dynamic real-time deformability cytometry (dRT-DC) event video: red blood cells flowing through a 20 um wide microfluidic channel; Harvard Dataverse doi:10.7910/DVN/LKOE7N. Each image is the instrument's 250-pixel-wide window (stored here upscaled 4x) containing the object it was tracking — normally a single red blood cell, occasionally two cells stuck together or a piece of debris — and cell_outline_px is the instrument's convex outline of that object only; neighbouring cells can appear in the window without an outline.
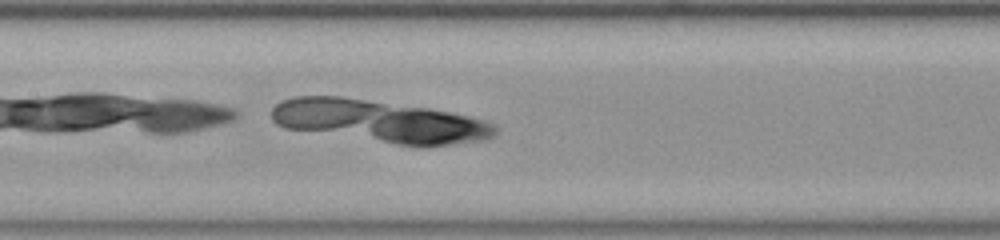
{"species": "common noctule bat (a hibernating species)", "species_latin": "Nyctalus noctula", "temperature_condition": "room temperature", "stored_images_in_passage": 33, "camera_frame_rate_fps": 3000, "um_per_image_px": 0.085, "animal": {"sex": "female", "body_mass_g": 23.0, "forearm_length_mm": 53.4}, "frame": {"image": 1, "passage_image": 19, "time_ms": 6.0, "image_size_px": [1000, 240], "cell_outline_px": [[476, 128], [460, 136], [448, 140], [428, 144], [420, 144], [400, 140], [392, 136], [388, 116], [400, 112], [436, 112], [468, 120]], "centroid_in_image_um": [36.34, 10.8], "position_along_channel_um": 171.1, "area_um2": 15.2}}
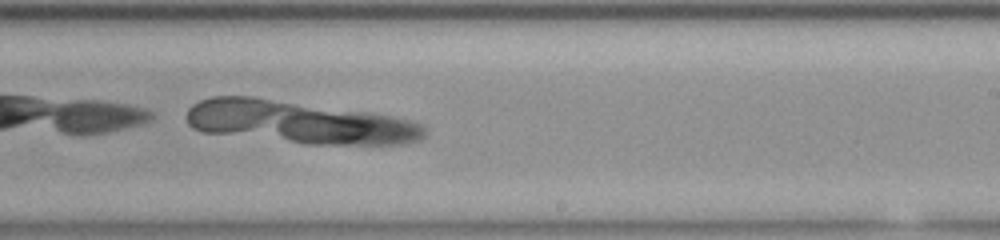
{"frame": {"image": 2, "passage_image": 26, "time_ms": 8.333, "image_size_px": [1000, 240], "cell_outline_px": [[400, 132], [352, 140], [312, 140], [292, 116], [300, 112], [308, 112], [340, 116], [368, 120], [400, 128]], "centroid_in_image_um": [28.94, 10.81], "position_along_channel_um": 260.1, "area_um2": 14.16}}
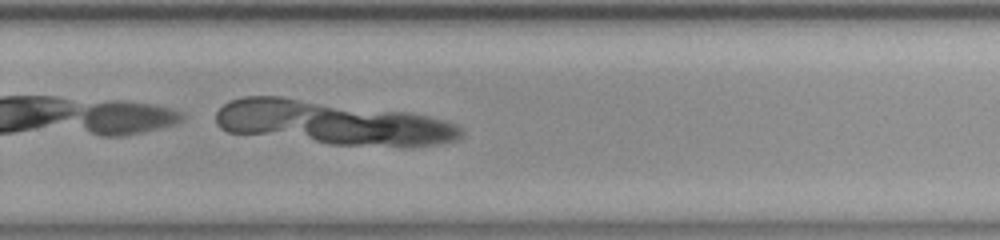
{"frame": {"image": 3, "passage_image": 29, "time_ms": 9.333, "image_size_px": [1000, 240], "cell_outline_px": [[444, 132], [412, 136], [376, 140], [328, 140], [316, 136], [312, 132], [316, 116], [324, 112], [340, 112], [408, 120], [424, 124], [436, 128]], "centroid_in_image_um": [31.13, 10.82], "position_along_channel_um": 298.7, "area_um2": 18.61}}